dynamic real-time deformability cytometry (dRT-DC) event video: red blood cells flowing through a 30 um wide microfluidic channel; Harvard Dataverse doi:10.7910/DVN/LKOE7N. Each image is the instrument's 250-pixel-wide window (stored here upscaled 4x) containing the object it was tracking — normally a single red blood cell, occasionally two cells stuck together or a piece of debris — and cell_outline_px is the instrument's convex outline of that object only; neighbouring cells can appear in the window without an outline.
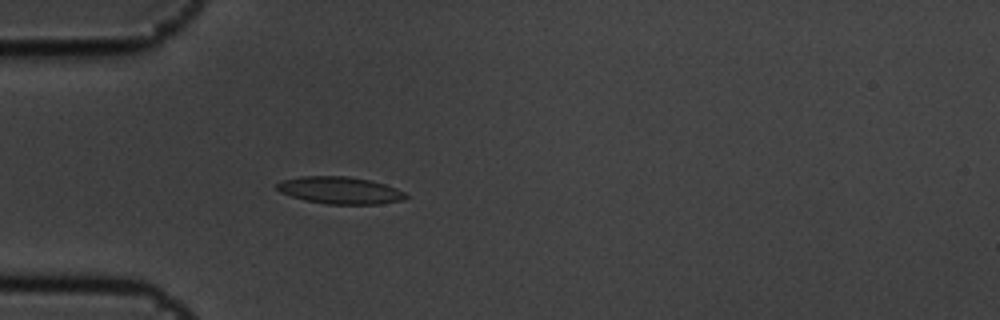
{"species": "common noctule bat (a hibernating species)", "species_latin": "Nyctalus noctula", "temperature_condition": "cold", "stored_images_in_passage": 4, "camera_frame_rate_fps": 3000, "um_per_image_px": 0.085, "animal": {"sex": "male", "body_mass_g": 19.5, "forearm_length_mm": 54.6}, "frame": {"image": 1, "passage_image": 4, "time_ms": 1.0, "image_size_px": [1000, 320], "cell_outline_px": [[408, 196], [404, 200], [376, 204], [328, 204], [304, 200], [280, 192], [276, 188], [276, 184], [280, 180], [300, 176], [348, 176], [368, 180], [384, 184], [396, 188], [404, 192]], "centroid_in_image_um": [28.87, 16.17], "position_along_channel_um": 56.1, "area_um2": 20.35}}